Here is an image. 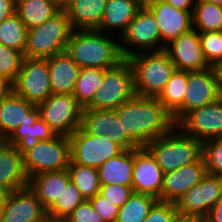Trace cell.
I'll return each instance as SVG.
<instances>
[{
    "instance_id": "ba28073f",
    "label": "cell",
    "mask_w": 222,
    "mask_h": 222,
    "mask_svg": "<svg viewBox=\"0 0 222 222\" xmlns=\"http://www.w3.org/2000/svg\"><path fill=\"white\" fill-rule=\"evenodd\" d=\"M37 107L39 117L56 134L70 136L81 126L83 107L72 94H51Z\"/></svg>"
},
{
    "instance_id": "8fae6325",
    "label": "cell",
    "mask_w": 222,
    "mask_h": 222,
    "mask_svg": "<svg viewBox=\"0 0 222 222\" xmlns=\"http://www.w3.org/2000/svg\"><path fill=\"white\" fill-rule=\"evenodd\" d=\"M13 88L16 94L36 106L46 100L52 94L47 59L25 57Z\"/></svg>"
},
{
    "instance_id": "3957f363",
    "label": "cell",
    "mask_w": 222,
    "mask_h": 222,
    "mask_svg": "<svg viewBox=\"0 0 222 222\" xmlns=\"http://www.w3.org/2000/svg\"><path fill=\"white\" fill-rule=\"evenodd\" d=\"M144 147L155 158L163 173L192 164L202 157V142L184 133L177 125Z\"/></svg>"
},
{
    "instance_id": "7bdbcfd3",
    "label": "cell",
    "mask_w": 222,
    "mask_h": 222,
    "mask_svg": "<svg viewBox=\"0 0 222 222\" xmlns=\"http://www.w3.org/2000/svg\"><path fill=\"white\" fill-rule=\"evenodd\" d=\"M132 193V187L123 185L107 184L100 187V194L119 208L129 199Z\"/></svg>"
},
{
    "instance_id": "5b68a950",
    "label": "cell",
    "mask_w": 222,
    "mask_h": 222,
    "mask_svg": "<svg viewBox=\"0 0 222 222\" xmlns=\"http://www.w3.org/2000/svg\"><path fill=\"white\" fill-rule=\"evenodd\" d=\"M72 30L69 17L62 8L42 25L28 29L24 56L47 59L64 52Z\"/></svg>"
},
{
    "instance_id": "7a4b0ae2",
    "label": "cell",
    "mask_w": 222,
    "mask_h": 222,
    "mask_svg": "<svg viewBox=\"0 0 222 222\" xmlns=\"http://www.w3.org/2000/svg\"><path fill=\"white\" fill-rule=\"evenodd\" d=\"M113 36L98 30H72L65 51L80 68L110 69L124 60L120 38Z\"/></svg>"
},
{
    "instance_id": "f907efd6",
    "label": "cell",
    "mask_w": 222,
    "mask_h": 222,
    "mask_svg": "<svg viewBox=\"0 0 222 222\" xmlns=\"http://www.w3.org/2000/svg\"><path fill=\"white\" fill-rule=\"evenodd\" d=\"M216 73H217V78H218V84H219V90L222 96V62L218 63L214 67Z\"/></svg>"
},
{
    "instance_id": "cb8c5ba5",
    "label": "cell",
    "mask_w": 222,
    "mask_h": 222,
    "mask_svg": "<svg viewBox=\"0 0 222 222\" xmlns=\"http://www.w3.org/2000/svg\"><path fill=\"white\" fill-rule=\"evenodd\" d=\"M107 0H68L66 11L73 30H97L102 22Z\"/></svg>"
},
{
    "instance_id": "7dc6e473",
    "label": "cell",
    "mask_w": 222,
    "mask_h": 222,
    "mask_svg": "<svg viewBox=\"0 0 222 222\" xmlns=\"http://www.w3.org/2000/svg\"><path fill=\"white\" fill-rule=\"evenodd\" d=\"M13 91V83L0 76V102L5 100Z\"/></svg>"
},
{
    "instance_id": "603a6c76",
    "label": "cell",
    "mask_w": 222,
    "mask_h": 222,
    "mask_svg": "<svg viewBox=\"0 0 222 222\" xmlns=\"http://www.w3.org/2000/svg\"><path fill=\"white\" fill-rule=\"evenodd\" d=\"M52 94H73L81 68L66 53L47 58Z\"/></svg>"
},
{
    "instance_id": "4dcf8cb0",
    "label": "cell",
    "mask_w": 222,
    "mask_h": 222,
    "mask_svg": "<svg viewBox=\"0 0 222 222\" xmlns=\"http://www.w3.org/2000/svg\"><path fill=\"white\" fill-rule=\"evenodd\" d=\"M158 201L153 195L133 192L119 208L116 222H143Z\"/></svg>"
},
{
    "instance_id": "e0dca14e",
    "label": "cell",
    "mask_w": 222,
    "mask_h": 222,
    "mask_svg": "<svg viewBox=\"0 0 222 222\" xmlns=\"http://www.w3.org/2000/svg\"><path fill=\"white\" fill-rule=\"evenodd\" d=\"M183 99V117L193 109L203 107L221 97L214 67L188 72V83Z\"/></svg>"
},
{
    "instance_id": "f546056e",
    "label": "cell",
    "mask_w": 222,
    "mask_h": 222,
    "mask_svg": "<svg viewBox=\"0 0 222 222\" xmlns=\"http://www.w3.org/2000/svg\"><path fill=\"white\" fill-rule=\"evenodd\" d=\"M188 83V72L175 70L165 88L157 97L177 124L183 118V99Z\"/></svg>"
},
{
    "instance_id": "277c9868",
    "label": "cell",
    "mask_w": 222,
    "mask_h": 222,
    "mask_svg": "<svg viewBox=\"0 0 222 222\" xmlns=\"http://www.w3.org/2000/svg\"><path fill=\"white\" fill-rule=\"evenodd\" d=\"M134 73L138 96L158 97L176 70L168 52H141L127 58Z\"/></svg>"
},
{
    "instance_id": "484cf974",
    "label": "cell",
    "mask_w": 222,
    "mask_h": 222,
    "mask_svg": "<svg viewBox=\"0 0 222 222\" xmlns=\"http://www.w3.org/2000/svg\"><path fill=\"white\" fill-rule=\"evenodd\" d=\"M70 181L67 169L35 174L29 178V187L48 211L60 198L64 186Z\"/></svg>"
},
{
    "instance_id": "8992f818",
    "label": "cell",
    "mask_w": 222,
    "mask_h": 222,
    "mask_svg": "<svg viewBox=\"0 0 222 222\" xmlns=\"http://www.w3.org/2000/svg\"><path fill=\"white\" fill-rule=\"evenodd\" d=\"M92 101L83 109H117L123 103L135 97L134 73L127 59L117 66L104 70L101 86Z\"/></svg>"
},
{
    "instance_id": "f1b7e54d",
    "label": "cell",
    "mask_w": 222,
    "mask_h": 222,
    "mask_svg": "<svg viewBox=\"0 0 222 222\" xmlns=\"http://www.w3.org/2000/svg\"><path fill=\"white\" fill-rule=\"evenodd\" d=\"M62 9L55 0H16L15 13L28 28L42 25Z\"/></svg>"
},
{
    "instance_id": "d4e9b609",
    "label": "cell",
    "mask_w": 222,
    "mask_h": 222,
    "mask_svg": "<svg viewBox=\"0 0 222 222\" xmlns=\"http://www.w3.org/2000/svg\"><path fill=\"white\" fill-rule=\"evenodd\" d=\"M141 8L135 0H107L102 22L97 30L110 35L117 32L114 35L120 34L121 38Z\"/></svg>"
},
{
    "instance_id": "681fc988",
    "label": "cell",
    "mask_w": 222,
    "mask_h": 222,
    "mask_svg": "<svg viewBox=\"0 0 222 222\" xmlns=\"http://www.w3.org/2000/svg\"><path fill=\"white\" fill-rule=\"evenodd\" d=\"M10 193V190L0 187V208L5 206Z\"/></svg>"
},
{
    "instance_id": "ac0fdd59",
    "label": "cell",
    "mask_w": 222,
    "mask_h": 222,
    "mask_svg": "<svg viewBox=\"0 0 222 222\" xmlns=\"http://www.w3.org/2000/svg\"><path fill=\"white\" fill-rule=\"evenodd\" d=\"M47 210L26 186L12 191L3 207L2 222H48Z\"/></svg>"
},
{
    "instance_id": "d6a6232c",
    "label": "cell",
    "mask_w": 222,
    "mask_h": 222,
    "mask_svg": "<svg viewBox=\"0 0 222 222\" xmlns=\"http://www.w3.org/2000/svg\"><path fill=\"white\" fill-rule=\"evenodd\" d=\"M104 77V70L100 68H81L75 84L73 96L77 102L85 108L93 99L101 86Z\"/></svg>"
},
{
    "instance_id": "52a82bcc",
    "label": "cell",
    "mask_w": 222,
    "mask_h": 222,
    "mask_svg": "<svg viewBox=\"0 0 222 222\" xmlns=\"http://www.w3.org/2000/svg\"><path fill=\"white\" fill-rule=\"evenodd\" d=\"M22 156L28 178L42 172L65 170L71 161L69 136L57 134L51 140L38 141Z\"/></svg>"
},
{
    "instance_id": "d6986e66",
    "label": "cell",
    "mask_w": 222,
    "mask_h": 222,
    "mask_svg": "<svg viewBox=\"0 0 222 222\" xmlns=\"http://www.w3.org/2000/svg\"><path fill=\"white\" fill-rule=\"evenodd\" d=\"M163 171L145 147L134 149L132 189L155 196L162 201Z\"/></svg>"
},
{
    "instance_id": "9a60e30c",
    "label": "cell",
    "mask_w": 222,
    "mask_h": 222,
    "mask_svg": "<svg viewBox=\"0 0 222 222\" xmlns=\"http://www.w3.org/2000/svg\"><path fill=\"white\" fill-rule=\"evenodd\" d=\"M165 50L176 70L193 72L210 68L203 56L199 32L194 28L178 36Z\"/></svg>"
},
{
    "instance_id": "2e32d148",
    "label": "cell",
    "mask_w": 222,
    "mask_h": 222,
    "mask_svg": "<svg viewBox=\"0 0 222 222\" xmlns=\"http://www.w3.org/2000/svg\"><path fill=\"white\" fill-rule=\"evenodd\" d=\"M154 16L162 39V50L181 34L193 28L192 13L183 11L164 0L145 6Z\"/></svg>"
},
{
    "instance_id": "9c48e42d",
    "label": "cell",
    "mask_w": 222,
    "mask_h": 222,
    "mask_svg": "<svg viewBox=\"0 0 222 222\" xmlns=\"http://www.w3.org/2000/svg\"><path fill=\"white\" fill-rule=\"evenodd\" d=\"M120 49L124 59L141 52L162 50L158 24L146 7H142L129 23L120 38Z\"/></svg>"
},
{
    "instance_id": "ffe728a7",
    "label": "cell",
    "mask_w": 222,
    "mask_h": 222,
    "mask_svg": "<svg viewBox=\"0 0 222 222\" xmlns=\"http://www.w3.org/2000/svg\"><path fill=\"white\" fill-rule=\"evenodd\" d=\"M206 175L207 170L203 157L192 164L164 173L162 201L176 203L181 196L199 183Z\"/></svg>"
},
{
    "instance_id": "5bb4252c",
    "label": "cell",
    "mask_w": 222,
    "mask_h": 222,
    "mask_svg": "<svg viewBox=\"0 0 222 222\" xmlns=\"http://www.w3.org/2000/svg\"><path fill=\"white\" fill-rule=\"evenodd\" d=\"M222 197V176L207 174L175 203L177 212L205 218Z\"/></svg>"
},
{
    "instance_id": "836d02e7",
    "label": "cell",
    "mask_w": 222,
    "mask_h": 222,
    "mask_svg": "<svg viewBox=\"0 0 222 222\" xmlns=\"http://www.w3.org/2000/svg\"><path fill=\"white\" fill-rule=\"evenodd\" d=\"M192 19L193 28L198 32L222 31V6L197 1Z\"/></svg>"
},
{
    "instance_id": "6da1fadb",
    "label": "cell",
    "mask_w": 222,
    "mask_h": 222,
    "mask_svg": "<svg viewBox=\"0 0 222 222\" xmlns=\"http://www.w3.org/2000/svg\"><path fill=\"white\" fill-rule=\"evenodd\" d=\"M115 110L124 132L140 147L167 134L176 125L157 97L136 95Z\"/></svg>"
},
{
    "instance_id": "ee69618b",
    "label": "cell",
    "mask_w": 222,
    "mask_h": 222,
    "mask_svg": "<svg viewBox=\"0 0 222 222\" xmlns=\"http://www.w3.org/2000/svg\"><path fill=\"white\" fill-rule=\"evenodd\" d=\"M16 0H0V23L15 14Z\"/></svg>"
},
{
    "instance_id": "816d5d0a",
    "label": "cell",
    "mask_w": 222,
    "mask_h": 222,
    "mask_svg": "<svg viewBox=\"0 0 222 222\" xmlns=\"http://www.w3.org/2000/svg\"><path fill=\"white\" fill-rule=\"evenodd\" d=\"M137 1L142 7L147 6L150 3H153L155 0H135Z\"/></svg>"
},
{
    "instance_id": "7402d4cb",
    "label": "cell",
    "mask_w": 222,
    "mask_h": 222,
    "mask_svg": "<svg viewBox=\"0 0 222 222\" xmlns=\"http://www.w3.org/2000/svg\"><path fill=\"white\" fill-rule=\"evenodd\" d=\"M29 185L23 166V156L15 146L0 142V187L11 192Z\"/></svg>"
},
{
    "instance_id": "4fadbf2b",
    "label": "cell",
    "mask_w": 222,
    "mask_h": 222,
    "mask_svg": "<svg viewBox=\"0 0 222 222\" xmlns=\"http://www.w3.org/2000/svg\"><path fill=\"white\" fill-rule=\"evenodd\" d=\"M90 135L108 136L112 142L124 150L138 149L140 146L126 133L115 109H83L81 126Z\"/></svg>"
},
{
    "instance_id": "f6af8a7d",
    "label": "cell",
    "mask_w": 222,
    "mask_h": 222,
    "mask_svg": "<svg viewBox=\"0 0 222 222\" xmlns=\"http://www.w3.org/2000/svg\"><path fill=\"white\" fill-rule=\"evenodd\" d=\"M204 220L206 222H222V197L215 203Z\"/></svg>"
},
{
    "instance_id": "db71d44e",
    "label": "cell",
    "mask_w": 222,
    "mask_h": 222,
    "mask_svg": "<svg viewBox=\"0 0 222 222\" xmlns=\"http://www.w3.org/2000/svg\"><path fill=\"white\" fill-rule=\"evenodd\" d=\"M58 2L61 6H63L68 0H55Z\"/></svg>"
},
{
    "instance_id": "ab89813d",
    "label": "cell",
    "mask_w": 222,
    "mask_h": 222,
    "mask_svg": "<svg viewBox=\"0 0 222 222\" xmlns=\"http://www.w3.org/2000/svg\"><path fill=\"white\" fill-rule=\"evenodd\" d=\"M89 200L94 210L102 217L104 222H116L119 211L118 206L100 193Z\"/></svg>"
},
{
    "instance_id": "bcb514c9",
    "label": "cell",
    "mask_w": 222,
    "mask_h": 222,
    "mask_svg": "<svg viewBox=\"0 0 222 222\" xmlns=\"http://www.w3.org/2000/svg\"><path fill=\"white\" fill-rule=\"evenodd\" d=\"M164 1L173 5L176 8L191 13H193L194 6L197 2V0H164Z\"/></svg>"
},
{
    "instance_id": "c3c4849f",
    "label": "cell",
    "mask_w": 222,
    "mask_h": 222,
    "mask_svg": "<svg viewBox=\"0 0 222 222\" xmlns=\"http://www.w3.org/2000/svg\"><path fill=\"white\" fill-rule=\"evenodd\" d=\"M204 218L197 215L182 214L177 212L172 222H203Z\"/></svg>"
},
{
    "instance_id": "f35d334b",
    "label": "cell",
    "mask_w": 222,
    "mask_h": 222,
    "mask_svg": "<svg viewBox=\"0 0 222 222\" xmlns=\"http://www.w3.org/2000/svg\"><path fill=\"white\" fill-rule=\"evenodd\" d=\"M202 157L207 174L222 176V138L202 142Z\"/></svg>"
},
{
    "instance_id": "8d00e7d4",
    "label": "cell",
    "mask_w": 222,
    "mask_h": 222,
    "mask_svg": "<svg viewBox=\"0 0 222 222\" xmlns=\"http://www.w3.org/2000/svg\"><path fill=\"white\" fill-rule=\"evenodd\" d=\"M24 53L0 43V76L15 82L22 68Z\"/></svg>"
},
{
    "instance_id": "30bf717a",
    "label": "cell",
    "mask_w": 222,
    "mask_h": 222,
    "mask_svg": "<svg viewBox=\"0 0 222 222\" xmlns=\"http://www.w3.org/2000/svg\"><path fill=\"white\" fill-rule=\"evenodd\" d=\"M71 160L76 164L99 168L104 162L122 153L124 149L108 136L90 135L79 127L69 136Z\"/></svg>"
},
{
    "instance_id": "44dd1931",
    "label": "cell",
    "mask_w": 222,
    "mask_h": 222,
    "mask_svg": "<svg viewBox=\"0 0 222 222\" xmlns=\"http://www.w3.org/2000/svg\"><path fill=\"white\" fill-rule=\"evenodd\" d=\"M38 117V107L13 91L0 102V138L5 140L20 125L34 123Z\"/></svg>"
},
{
    "instance_id": "f5cc1de1",
    "label": "cell",
    "mask_w": 222,
    "mask_h": 222,
    "mask_svg": "<svg viewBox=\"0 0 222 222\" xmlns=\"http://www.w3.org/2000/svg\"><path fill=\"white\" fill-rule=\"evenodd\" d=\"M197 1H204V2H208V3L222 6V0H197Z\"/></svg>"
},
{
    "instance_id": "11a10c76",
    "label": "cell",
    "mask_w": 222,
    "mask_h": 222,
    "mask_svg": "<svg viewBox=\"0 0 222 222\" xmlns=\"http://www.w3.org/2000/svg\"><path fill=\"white\" fill-rule=\"evenodd\" d=\"M2 213H3V208H0V222H2Z\"/></svg>"
},
{
    "instance_id": "e575fe53",
    "label": "cell",
    "mask_w": 222,
    "mask_h": 222,
    "mask_svg": "<svg viewBox=\"0 0 222 222\" xmlns=\"http://www.w3.org/2000/svg\"><path fill=\"white\" fill-rule=\"evenodd\" d=\"M84 200L85 198L81 195L76 185L69 181L67 186H64L60 198L47 211L49 221L63 222Z\"/></svg>"
},
{
    "instance_id": "74e56055",
    "label": "cell",
    "mask_w": 222,
    "mask_h": 222,
    "mask_svg": "<svg viewBox=\"0 0 222 222\" xmlns=\"http://www.w3.org/2000/svg\"><path fill=\"white\" fill-rule=\"evenodd\" d=\"M202 52L210 67L222 62V31L199 32Z\"/></svg>"
},
{
    "instance_id": "60d3db41",
    "label": "cell",
    "mask_w": 222,
    "mask_h": 222,
    "mask_svg": "<svg viewBox=\"0 0 222 222\" xmlns=\"http://www.w3.org/2000/svg\"><path fill=\"white\" fill-rule=\"evenodd\" d=\"M63 222H104L94 210L90 200L85 199Z\"/></svg>"
},
{
    "instance_id": "d590c367",
    "label": "cell",
    "mask_w": 222,
    "mask_h": 222,
    "mask_svg": "<svg viewBox=\"0 0 222 222\" xmlns=\"http://www.w3.org/2000/svg\"><path fill=\"white\" fill-rule=\"evenodd\" d=\"M28 28L15 13L0 23V43L24 53L27 45Z\"/></svg>"
},
{
    "instance_id": "83f0119b",
    "label": "cell",
    "mask_w": 222,
    "mask_h": 222,
    "mask_svg": "<svg viewBox=\"0 0 222 222\" xmlns=\"http://www.w3.org/2000/svg\"><path fill=\"white\" fill-rule=\"evenodd\" d=\"M57 134L38 117L34 123H25L16 128L4 141L15 146L17 151L23 155L33 148L38 141H48Z\"/></svg>"
},
{
    "instance_id": "1f68e13d",
    "label": "cell",
    "mask_w": 222,
    "mask_h": 222,
    "mask_svg": "<svg viewBox=\"0 0 222 222\" xmlns=\"http://www.w3.org/2000/svg\"><path fill=\"white\" fill-rule=\"evenodd\" d=\"M67 171L70 181L85 199L89 200L100 193L101 184L97 168L76 164L71 160Z\"/></svg>"
},
{
    "instance_id": "7c38bea8",
    "label": "cell",
    "mask_w": 222,
    "mask_h": 222,
    "mask_svg": "<svg viewBox=\"0 0 222 222\" xmlns=\"http://www.w3.org/2000/svg\"><path fill=\"white\" fill-rule=\"evenodd\" d=\"M176 125L201 142L222 138V96L208 105L191 110Z\"/></svg>"
},
{
    "instance_id": "b9f144b4",
    "label": "cell",
    "mask_w": 222,
    "mask_h": 222,
    "mask_svg": "<svg viewBox=\"0 0 222 222\" xmlns=\"http://www.w3.org/2000/svg\"><path fill=\"white\" fill-rule=\"evenodd\" d=\"M176 213L175 203L158 201L143 222H172Z\"/></svg>"
},
{
    "instance_id": "4316f807",
    "label": "cell",
    "mask_w": 222,
    "mask_h": 222,
    "mask_svg": "<svg viewBox=\"0 0 222 222\" xmlns=\"http://www.w3.org/2000/svg\"><path fill=\"white\" fill-rule=\"evenodd\" d=\"M134 149L124 150L98 168L101 185L117 184L132 187Z\"/></svg>"
}]
</instances>
